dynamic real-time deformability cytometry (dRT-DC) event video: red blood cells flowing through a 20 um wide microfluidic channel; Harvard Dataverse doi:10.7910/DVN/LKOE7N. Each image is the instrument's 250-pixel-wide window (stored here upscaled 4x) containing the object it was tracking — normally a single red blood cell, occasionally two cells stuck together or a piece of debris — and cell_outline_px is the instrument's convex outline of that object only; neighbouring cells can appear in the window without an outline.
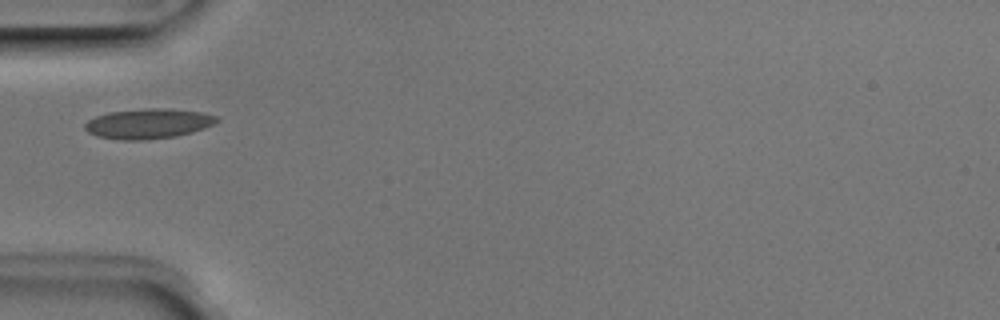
{"species": "Egyptian fruit bat (a non-hibernating species)", "species_latin": "Rousettus aegyptiacus", "temperature_condition": "room temperature", "stored_images_in_passage": 4, "camera_frame_rate_fps": 3000, "um_per_image_px": 0.085, "animal": {"sex": "male"}, "frame": {"image": 1, "passage_image": 1, "time_ms": 0.0, "image_size_px": [1000, 320], "cell_outline_px": [[220, 120], [204, 128], [192, 132], [176, 136], [144, 140], [120, 140], [96, 136], [88, 132], [84, 128], [84, 124], [88, 120], [96, 116], [108, 112], [152, 108], [168, 108], [200, 112], [216, 116]], "centroid_in_image_um": [12.57, 10.51], "position_along_channel_um": 72.4, "area_um2": 23.0}}
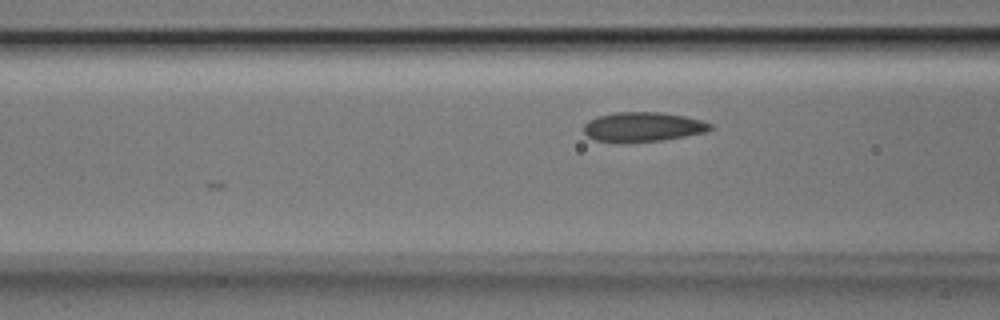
{"frame": {"image": 2, "passage_image": 4, "time_ms": 1.0, "image_size_px": [1000, 320], "cell_outline_px": [[712, 128], [708, 132], [660, 140], [596, 140], [588, 136], [584, 132], [584, 124], [588, 120], [596, 116], [616, 112], [660, 112], [684, 116], [700, 120], [712, 124]], "centroid_in_image_um": [54.67, 10.74], "position_along_channel_um": 111.9, "area_um2": 21.1}}